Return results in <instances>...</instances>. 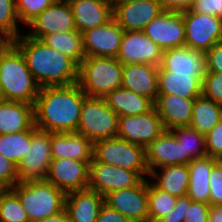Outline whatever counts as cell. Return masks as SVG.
<instances>
[{"label": "cell", "mask_w": 222, "mask_h": 222, "mask_svg": "<svg viewBox=\"0 0 222 222\" xmlns=\"http://www.w3.org/2000/svg\"><path fill=\"white\" fill-rule=\"evenodd\" d=\"M160 66L174 74H194L201 81L207 73L205 51L193 50L186 46L163 51Z\"/></svg>", "instance_id": "19"}, {"label": "cell", "mask_w": 222, "mask_h": 222, "mask_svg": "<svg viewBox=\"0 0 222 222\" xmlns=\"http://www.w3.org/2000/svg\"><path fill=\"white\" fill-rule=\"evenodd\" d=\"M176 139L183 144L184 165H188L193 159L207 156L205 135L196 129L180 127L170 130Z\"/></svg>", "instance_id": "33"}, {"label": "cell", "mask_w": 222, "mask_h": 222, "mask_svg": "<svg viewBox=\"0 0 222 222\" xmlns=\"http://www.w3.org/2000/svg\"><path fill=\"white\" fill-rule=\"evenodd\" d=\"M149 173L163 166L184 165L183 144L170 130L164 131L145 149Z\"/></svg>", "instance_id": "20"}, {"label": "cell", "mask_w": 222, "mask_h": 222, "mask_svg": "<svg viewBox=\"0 0 222 222\" xmlns=\"http://www.w3.org/2000/svg\"><path fill=\"white\" fill-rule=\"evenodd\" d=\"M0 85L6 101L34 105L40 86L29 71L20 50L7 42L0 49Z\"/></svg>", "instance_id": "3"}, {"label": "cell", "mask_w": 222, "mask_h": 222, "mask_svg": "<svg viewBox=\"0 0 222 222\" xmlns=\"http://www.w3.org/2000/svg\"><path fill=\"white\" fill-rule=\"evenodd\" d=\"M185 46L197 51H207L222 41V19L217 16L182 11Z\"/></svg>", "instance_id": "9"}, {"label": "cell", "mask_w": 222, "mask_h": 222, "mask_svg": "<svg viewBox=\"0 0 222 222\" xmlns=\"http://www.w3.org/2000/svg\"><path fill=\"white\" fill-rule=\"evenodd\" d=\"M158 173L154 170L150 178H155L153 183L161 190L177 198L187 195L189 187L188 165H169L160 168ZM155 181V182H154Z\"/></svg>", "instance_id": "30"}, {"label": "cell", "mask_w": 222, "mask_h": 222, "mask_svg": "<svg viewBox=\"0 0 222 222\" xmlns=\"http://www.w3.org/2000/svg\"><path fill=\"white\" fill-rule=\"evenodd\" d=\"M142 178L134 171L97 162L90 163L88 189L105 196L111 191L136 186Z\"/></svg>", "instance_id": "12"}, {"label": "cell", "mask_w": 222, "mask_h": 222, "mask_svg": "<svg viewBox=\"0 0 222 222\" xmlns=\"http://www.w3.org/2000/svg\"><path fill=\"white\" fill-rule=\"evenodd\" d=\"M163 50L143 31H124L120 50L116 57L124 64H150L159 67Z\"/></svg>", "instance_id": "14"}, {"label": "cell", "mask_w": 222, "mask_h": 222, "mask_svg": "<svg viewBox=\"0 0 222 222\" xmlns=\"http://www.w3.org/2000/svg\"><path fill=\"white\" fill-rule=\"evenodd\" d=\"M75 27L81 34L113 19L112 0H68Z\"/></svg>", "instance_id": "21"}, {"label": "cell", "mask_w": 222, "mask_h": 222, "mask_svg": "<svg viewBox=\"0 0 222 222\" xmlns=\"http://www.w3.org/2000/svg\"><path fill=\"white\" fill-rule=\"evenodd\" d=\"M148 222H158L175 207L178 198L159 189L153 182L147 180Z\"/></svg>", "instance_id": "34"}, {"label": "cell", "mask_w": 222, "mask_h": 222, "mask_svg": "<svg viewBox=\"0 0 222 222\" xmlns=\"http://www.w3.org/2000/svg\"><path fill=\"white\" fill-rule=\"evenodd\" d=\"M222 119V104L202 94L195 99L190 127L206 135Z\"/></svg>", "instance_id": "31"}, {"label": "cell", "mask_w": 222, "mask_h": 222, "mask_svg": "<svg viewBox=\"0 0 222 222\" xmlns=\"http://www.w3.org/2000/svg\"><path fill=\"white\" fill-rule=\"evenodd\" d=\"M190 10L221 18V0H194Z\"/></svg>", "instance_id": "45"}, {"label": "cell", "mask_w": 222, "mask_h": 222, "mask_svg": "<svg viewBox=\"0 0 222 222\" xmlns=\"http://www.w3.org/2000/svg\"><path fill=\"white\" fill-rule=\"evenodd\" d=\"M210 205H222V161H218L210 175Z\"/></svg>", "instance_id": "42"}, {"label": "cell", "mask_w": 222, "mask_h": 222, "mask_svg": "<svg viewBox=\"0 0 222 222\" xmlns=\"http://www.w3.org/2000/svg\"><path fill=\"white\" fill-rule=\"evenodd\" d=\"M104 196L90 189L66 193L65 210L69 222H96Z\"/></svg>", "instance_id": "25"}, {"label": "cell", "mask_w": 222, "mask_h": 222, "mask_svg": "<svg viewBox=\"0 0 222 222\" xmlns=\"http://www.w3.org/2000/svg\"><path fill=\"white\" fill-rule=\"evenodd\" d=\"M195 99L181 98L170 94H158L154 109L165 130L189 127Z\"/></svg>", "instance_id": "22"}, {"label": "cell", "mask_w": 222, "mask_h": 222, "mask_svg": "<svg viewBox=\"0 0 222 222\" xmlns=\"http://www.w3.org/2000/svg\"><path fill=\"white\" fill-rule=\"evenodd\" d=\"M90 163L74 159H52L45 180L65 193L88 189Z\"/></svg>", "instance_id": "16"}, {"label": "cell", "mask_w": 222, "mask_h": 222, "mask_svg": "<svg viewBox=\"0 0 222 222\" xmlns=\"http://www.w3.org/2000/svg\"><path fill=\"white\" fill-rule=\"evenodd\" d=\"M34 126V105L15 101L0 103V135L27 131Z\"/></svg>", "instance_id": "26"}, {"label": "cell", "mask_w": 222, "mask_h": 222, "mask_svg": "<svg viewBox=\"0 0 222 222\" xmlns=\"http://www.w3.org/2000/svg\"><path fill=\"white\" fill-rule=\"evenodd\" d=\"M210 204L192 201L186 195V215L184 222H207Z\"/></svg>", "instance_id": "43"}, {"label": "cell", "mask_w": 222, "mask_h": 222, "mask_svg": "<svg viewBox=\"0 0 222 222\" xmlns=\"http://www.w3.org/2000/svg\"><path fill=\"white\" fill-rule=\"evenodd\" d=\"M218 159L206 156L203 158L193 159L188 164L189 170V187L187 196L195 202L209 204L210 197V175L213 166Z\"/></svg>", "instance_id": "28"}, {"label": "cell", "mask_w": 222, "mask_h": 222, "mask_svg": "<svg viewBox=\"0 0 222 222\" xmlns=\"http://www.w3.org/2000/svg\"><path fill=\"white\" fill-rule=\"evenodd\" d=\"M113 19L124 31H143L146 25L165 11L162 2H112Z\"/></svg>", "instance_id": "18"}, {"label": "cell", "mask_w": 222, "mask_h": 222, "mask_svg": "<svg viewBox=\"0 0 222 222\" xmlns=\"http://www.w3.org/2000/svg\"><path fill=\"white\" fill-rule=\"evenodd\" d=\"M38 222H69L68 215L66 210H62L58 213L50 215L45 219L38 221Z\"/></svg>", "instance_id": "50"}, {"label": "cell", "mask_w": 222, "mask_h": 222, "mask_svg": "<svg viewBox=\"0 0 222 222\" xmlns=\"http://www.w3.org/2000/svg\"><path fill=\"white\" fill-rule=\"evenodd\" d=\"M26 26L32 30L28 36L41 39L55 32L76 31L74 16L66 0H56L52 5L33 18Z\"/></svg>", "instance_id": "15"}, {"label": "cell", "mask_w": 222, "mask_h": 222, "mask_svg": "<svg viewBox=\"0 0 222 222\" xmlns=\"http://www.w3.org/2000/svg\"><path fill=\"white\" fill-rule=\"evenodd\" d=\"M17 183V164L0 154V189H11Z\"/></svg>", "instance_id": "40"}, {"label": "cell", "mask_w": 222, "mask_h": 222, "mask_svg": "<svg viewBox=\"0 0 222 222\" xmlns=\"http://www.w3.org/2000/svg\"><path fill=\"white\" fill-rule=\"evenodd\" d=\"M4 101H6V99H5V96L3 94L2 87L0 85V103H3Z\"/></svg>", "instance_id": "52"}, {"label": "cell", "mask_w": 222, "mask_h": 222, "mask_svg": "<svg viewBox=\"0 0 222 222\" xmlns=\"http://www.w3.org/2000/svg\"><path fill=\"white\" fill-rule=\"evenodd\" d=\"M7 43V41L2 37L0 36V49Z\"/></svg>", "instance_id": "53"}, {"label": "cell", "mask_w": 222, "mask_h": 222, "mask_svg": "<svg viewBox=\"0 0 222 222\" xmlns=\"http://www.w3.org/2000/svg\"><path fill=\"white\" fill-rule=\"evenodd\" d=\"M56 0H16V10L19 20L27 25Z\"/></svg>", "instance_id": "38"}, {"label": "cell", "mask_w": 222, "mask_h": 222, "mask_svg": "<svg viewBox=\"0 0 222 222\" xmlns=\"http://www.w3.org/2000/svg\"><path fill=\"white\" fill-rule=\"evenodd\" d=\"M94 143L78 132L52 133V159H74L92 162Z\"/></svg>", "instance_id": "23"}, {"label": "cell", "mask_w": 222, "mask_h": 222, "mask_svg": "<svg viewBox=\"0 0 222 222\" xmlns=\"http://www.w3.org/2000/svg\"><path fill=\"white\" fill-rule=\"evenodd\" d=\"M47 46L71 58L78 66L86 57L83 37L79 31L55 32L44 35L41 39Z\"/></svg>", "instance_id": "32"}, {"label": "cell", "mask_w": 222, "mask_h": 222, "mask_svg": "<svg viewBox=\"0 0 222 222\" xmlns=\"http://www.w3.org/2000/svg\"><path fill=\"white\" fill-rule=\"evenodd\" d=\"M207 222H222V205H210Z\"/></svg>", "instance_id": "49"}, {"label": "cell", "mask_w": 222, "mask_h": 222, "mask_svg": "<svg viewBox=\"0 0 222 222\" xmlns=\"http://www.w3.org/2000/svg\"><path fill=\"white\" fill-rule=\"evenodd\" d=\"M19 17L16 10V0H0V36L7 42L17 39Z\"/></svg>", "instance_id": "37"}, {"label": "cell", "mask_w": 222, "mask_h": 222, "mask_svg": "<svg viewBox=\"0 0 222 222\" xmlns=\"http://www.w3.org/2000/svg\"><path fill=\"white\" fill-rule=\"evenodd\" d=\"M51 160V132L34 126L30 150L17 165L18 183L45 180Z\"/></svg>", "instance_id": "8"}, {"label": "cell", "mask_w": 222, "mask_h": 222, "mask_svg": "<svg viewBox=\"0 0 222 222\" xmlns=\"http://www.w3.org/2000/svg\"><path fill=\"white\" fill-rule=\"evenodd\" d=\"M202 95L222 104V73H206L202 81Z\"/></svg>", "instance_id": "39"}, {"label": "cell", "mask_w": 222, "mask_h": 222, "mask_svg": "<svg viewBox=\"0 0 222 222\" xmlns=\"http://www.w3.org/2000/svg\"><path fill=\"white\" fill-rule=\"evenodd\" d=\"M0 222H30L27 212L12 189H0Z\"/></svg>", "instance_id": "36"}, {"label": "cell", "mask_w": 222, "mask_h": 222, "mask_svg": "<svg viewBox=\"0 0 222 222\" xmlns=\"http://www.w3.org/2000/svg\"><path fill=\"white\" fill-rule=\"evenodd\" d=\"M207 156L222 160V119L205 135Z\"/></svg>", "instance_id": "41"}, {"label": "cell", "mask_w": 222, "mask_h": 222, "mask_svg": "<svg viewBox=\"0 0 222 222\" xmlns=\"http://www.w3.org/2000/svg\"><path fill=\"white\" fill-rule=\"evenodd\" d=\"M118 118L104 98L87 96L81 106L77 132L93 143L117 137Z\"/></svg>", "instance_id": "7"}, {"label": "cell", "mask_w": 222, "mask_h": 222, "mask_svg": "<svg viewBox=\"0 0 222 222\" xmlns=\"http://www.w3.org/2000/svg\"><path fill=\"white\" fill-rule=\"evenodd\" d=\"M93 158L120 168L136 172L142 179L150 175L146 164L145 148L119 137L94 142Z\"/></svg>", "instance_id": "6"}, {"label": "cell", "mask_w": 222, "mask_h": 222, "mask_svg": "<svg viewBox=\"0 0 222 222\" xmlns=\"http://www.w3.org/2000/svg\"><path fill=\"white\" fill-rule=\"evenodd\" d=\"M12 43L20 50L29 71L40 87L78 82L79 66L40 39L20 35Z\"/></svg>", "instance_id": "2"}, {"label": "cell", "mask_w": 222, "mask_h": 222, "mask_svg": "<svg viewBox=\"0 0 222 222\" xmlns=\"http://www.w3.org/2000/svg\"><path fill=\"white\" fill-rule=\"evenodd\" d=\"M104 100L119 117L141 115L154 107V103L147 97L122 87L112 90Z\"/></svg>", "instance_id": "29"}, {"label": "cell", "mask_w": 222, "mask_h": 222, "mask_svg": "<svg viewBox=\"0 0 222 222\" xmlns=\"http://www.w3.org/2000/svg\"><path fill=\"white\" fill-rule=\"evenodd\" d=\"M164 131L166 130L154 107L141 115L118 118L117 137L145 149Z\"/></svg>", "instance_id": "10"}, {"label": "cell", "mask_w": 222, "mask_h": 222, "mask_svg": "<svg viewBox=\"0 0 222 222\" xmlns=\"http://www.w3.org/2000/svg\"><path fill=\"white\" fill-rule=\"evenodd\" d=\"M143 32L163 51L185 46L182 12L165 10L151 20Z\"/></svg>", "instance_id": "13"}, {"label": "cell", "mask_w": 222, "mask_h": 222, "mask_svg": "<svg viewBox=\"0 0 222 222\" xmlns=\"http://www.w3.org/2000/svg\"><path fill=\"white\" fill-rule=\"evenodd\" d=\"M193 3L194 0H162L163 8L174 12L190 10Z\"/></svg>", "instance_id": "48"}, {"label": "cell", "mask_w": 222, "mask_h": 222, "mask_svg": "<svg viewBox=\"0 0 222 222\" xmlns=\"http://www.w3.org/2000/svg\"><path fill=\"white\" fill-rule=\"evenodd\" d=\"M96 222H131L120 212L110 208L107 204H103L99 210Z\"/></svg>", "instance_id": "47"}, {"label": "cell", "mask_w": 222, "mask_h": 222, "mask_svg": "<svg viewBox=\"0 0 222 222\" xmlns=\"http://www.w3.org/2000/svg\"><path fill=\"white\" fill-rule=\"evenodd\" d=\"M25 211L30 222H38L65 208L66 193L47 180L17 183L11 188Z\"/></svg>", "instance_id": "5"}, {"label": "cell", "mask_w": 222, "mask_h": 222, "mask_svg": "<svg viewBox=\"0 0 222 222\" xmlns=\"http://www.w3.org/2000/svg\"><path fill=\"white\" fill-rule=\"evenodd\" d=\"M158 94L196 99L202 94V81L194 74H174L159 66Z\"/></svg>", "instance_id": "27"}, {"label": "cell", "mask_w": 222, "mask_h": 222, "mask_svg": "<svg viewBox=\"0 0 222 222\" xmlns=\"http://www.w3.org/2000/svg\"><path fill=\"white\" fill-rule=\"evenodd\" d=\"M86 97L78 83L41 87L34 104L35 126L52 133L77 132Z\"/></svg>", "instance_id": "1"}, {"label": "cell", "mask_w": 222, "mask_h": 222, "mask_svg": "<svg viewBox=\"0 0 222 222\" xmlns=\"http://www.w3.org/2000/svg\"><path fill=\"white\" fill-rule=\"evenodd\" d=\"M123 35L124 29L114 19L103 26L83 32V48L86 57L116 58Z\"/></svg>", "instance_id": "17"}, {"label": "cell", "mask_w": 222, "mask_h": 222, "mask_svg": "<svg viewBox=\"0 0 222 222\" xmlns=\"http://www.w3.org/2000/svg\"><path fill=\"white\" fill-rule=\"evenodd\" d=\"M186 215V196L179 197L176 207L158 222H184Z\"/></svg>", "instance_id": "46"}, {"label": "cell", "mask_w": 222, "mask_h": 222, "mask_svg": "<svg viewBox=\"0 0 222 222\" xmlns=\"http://www.w3.org/2000/svg\"><path fill=\"white\" fill-rule=\"evenodd\" d=\"M32 143V129L14 134L0 135V154L15 164L27 155Z\"/></svg>", "instance_id": "35"}, {"label": "cell", "mask_w": 222, "mask_h": 222, "mask_svg": "<svg viewBox=\"0 0 222 222\" xmlns=\"http://www.w3.org/2000/svg\"><path fill=\"white\" fill-rule=\"evenodd\" d=\"M104 203L120 212L131 222H148L147 181L136 186L117 189L104 196Z\"/></svg>", "instance_id": "11"}, {"label": "cell", "mask_w": 222, "mask_h": 222, "mask_svg": "<svg viewBox=\"0 0 222 222\" xmlns=\"http://www.w3.org/2000/svg\"><path fill=\"white\" fill-rule=\"evenodd\" d=\"M207 72L222 73V41L205 52Z\"/></svg>", "instance_id": "44"}, {"label": "cell", "mask_w": 222, "mask_h": 222, "mask_svg": "<svg viewBox=\"0 0 222 222\" xmlns=\"http://www.w3.org/2000/svg\"><path fill=\"white\" fill-rule=\"evenodd\" d=\"M221 19H222V0H221Z\"/></svg>", "instance_id": "54"}, {"label": "cell", "mask_w": 222, "mask_h": 222, "mask_svg": "<svg viewBox=\"0 0 222 222\" xmlns=\"http://www.w3.org/2000/svg\"><path fill=\"white\" fill-rule=\"evenodd\" d=\"M123 64L114 57H85L78 69V85L90 97L104 98L122 86Z\"/></svg>", "instance_id": "4"}, {"label": "cell", "mask_w": 222, "mask_h": 222, "mask_svg": "<svg viewBox=\"0 0 222 222\" xmlns=\"http://www.w3.org/2000/svg\"><path fill=\"white\" fill-rule=\"evenodd\" d=\"M139 1L162 2V0H112V2H139Z\"/></svg>", "instance_id": "51"}, {"label": "cell", "mask_w": 222, "mask_h": 222, "mask_svg": "<svg viewBox=\"0 0 222 222\" xmlns=\"http://www.w3.org/2000/svg\"><path fill=\"white\" fill-rule=\"evenodd\" d=\"M121 87L154 103L158 95V67L140 63L124 64Z\"/></svg>", "instance_id": "24"}]
</instances>
